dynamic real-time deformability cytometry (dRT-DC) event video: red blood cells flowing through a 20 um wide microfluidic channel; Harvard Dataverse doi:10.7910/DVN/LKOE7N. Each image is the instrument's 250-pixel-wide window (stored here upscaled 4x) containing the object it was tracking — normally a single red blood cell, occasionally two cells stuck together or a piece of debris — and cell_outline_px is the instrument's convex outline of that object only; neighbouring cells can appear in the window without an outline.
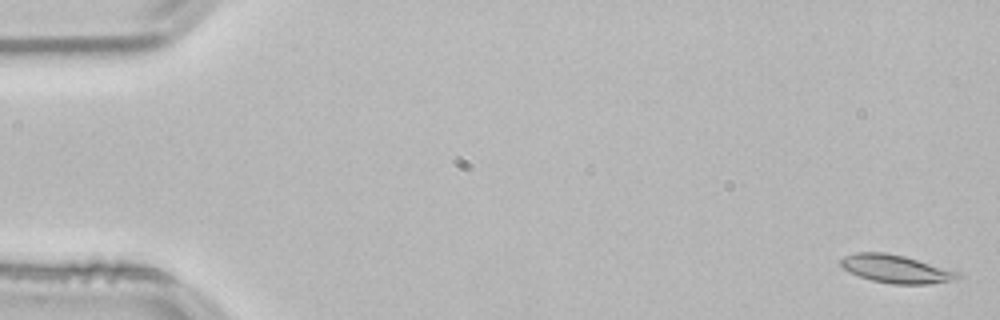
{"species": "common noctule bat (a hibernating species)", "species_latin": "Nyctalus noctula", "temperature_condition": "room temperature", "stored_images_in_passage": 54, "camera_frame_rate_fps": 3000, "um_per_image_px": 0.085, "animal": {"sex": "male", "body_mass_g": 21.5, "forearm_length_mm": 52.0}, "frame": {"image": 1, "passage_image": 2, "time_ms": 0.333, "image_size_px": [1000, 320], "cell_outline_px": [[960, 276], [948, 280], [928, 284], [892, 284], [872, 280], [860, 276], [844, 268], [840, 264], [840, 260], [844, 256], [856, 252], [884, 252], [904, 256], [956, 272]], "centroid_in_image_um": [76.06, 22.85], "position_along_channel_um": 8.9, "area_um2": 18.44}}
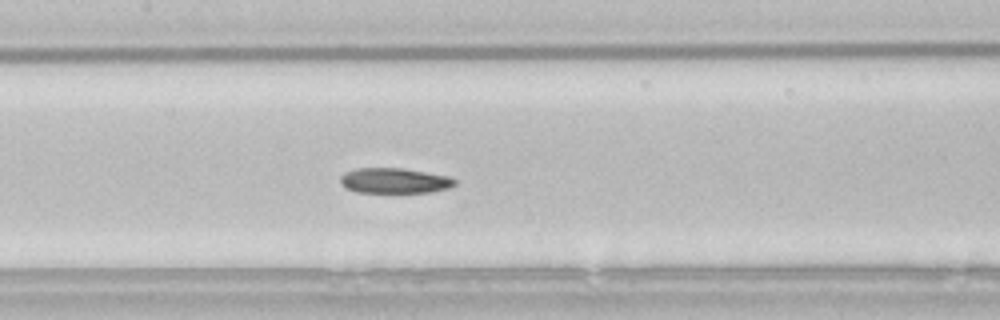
{"frame": {"image": 2, "passage_image": 26, "time_ms": 8.333, "image_size_px": [1000, 320], "cell_outline_px": [[456, 184], [452, 188], [432, 192], [392, 196], [356, 192], [344, 188], [340, 184], [340, 176], [344, 172], [356, 168], [400, 168], [452, 176], [456, 180]], "centroid_in_image_um": [33.54, 15.42], "position_along_channel_um": 173.9, "area_um2": 18.26}}
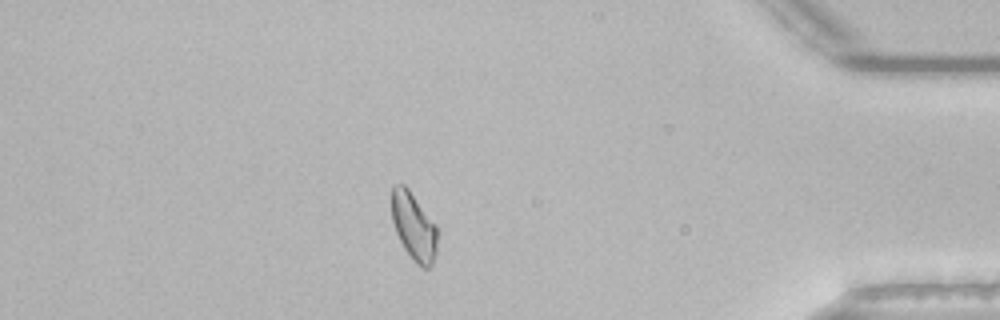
{"frame": {"image": 3, "passage_image": 47, "time_ms": 15.333, "image_size_px": [1000, 320], "cell_outline_px": [[436, 252], [432, 264], [428, 268], [424, 268], [416, 264], [412, 260], [404, 248], [396, 232], [392, 220], [392, 188], [396, 184], [404, 184], [408, 188], [436, 224]], "centroid_in_image_um": [35.16, 19.25], "position_along_channel_um": 400.0, "area_um2": 17.86}, "authors_computed_cell_mechanics": {"area_um2": 18.1492, "velocity_mm_per_s": 3.8107, "shape_relaxation_time_tau1_ms": null, "shape_relaxation_time_tau2_ms": 4.3319, "deformation_change_tau1": null, "deformation_change_tau2": 0.1051}}